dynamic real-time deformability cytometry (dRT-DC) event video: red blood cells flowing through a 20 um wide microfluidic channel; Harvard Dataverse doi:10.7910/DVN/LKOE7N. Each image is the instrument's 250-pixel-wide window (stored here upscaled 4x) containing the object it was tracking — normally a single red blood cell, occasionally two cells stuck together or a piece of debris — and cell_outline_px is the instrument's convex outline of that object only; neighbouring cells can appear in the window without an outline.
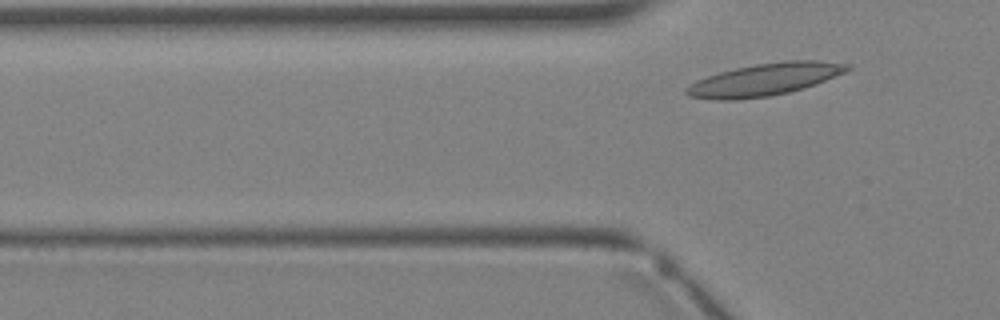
{"species": "Egyptian fruit bat (a non-hibernating species)", "species_latin": "Rousettus aegyptiacus", "temperature_condition": "warm", "stored_images_in_passage": 3, "camera_frame_rate_fps": 3000, "um_per_image_px": 0.085, "animal": {"sex": "female"}, "frame": {"image": 1, "passage_image": 3, "time_ms": 2.333, "image_size_px": [1000, 320], "cell_outline_px": [[852, 68], [844, 72], [816, 84], [804, 88], [788, 92], [768, 96], [736, 100], [716, 100], [688, 96], [684, 92], [684, 88], [696, 80], [720, 72], [736, 68], [756, 64], [784, 60], [816, 60], [848, 64]], "centroid_in_image_um": [64.96, 6.76], "position_along_channel_um": 60.8, "area_um2": 30.17}}